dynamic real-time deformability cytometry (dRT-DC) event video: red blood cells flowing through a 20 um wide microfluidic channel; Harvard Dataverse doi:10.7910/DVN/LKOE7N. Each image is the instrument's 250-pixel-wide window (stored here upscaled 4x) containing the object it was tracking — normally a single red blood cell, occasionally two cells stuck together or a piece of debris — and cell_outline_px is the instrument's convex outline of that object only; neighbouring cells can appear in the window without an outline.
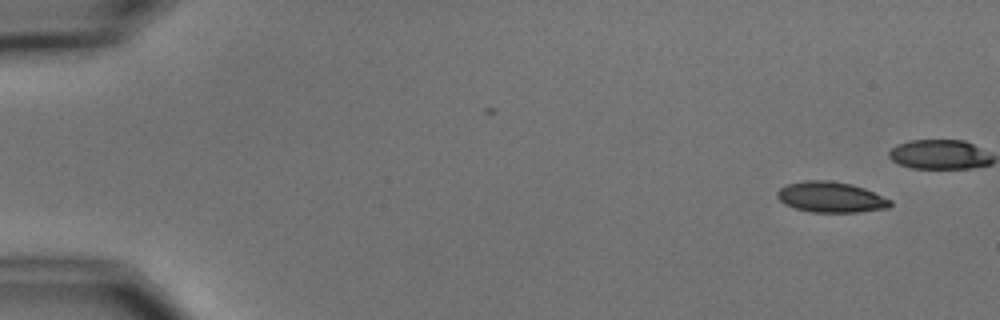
{"species": "common noctule bat (a hibernating species)", "species_latin": "Nyctalus noctula", "temperature_condition": "cold", "stored_images_in_passage": 2, "camera_frame_rate_fps": 3000, "um_per_image_px": 0.085, "animal": {"sex": "male", "body_mass_g": 15.6}, "frame": {"image": 1, "passage_image": 2, "time_ms": 1.333, "image_size_px": [1000, 320], "cell_outline_px": [[892, 204], [888, 208], [860, 212], [812, 212], [796, 208], [784, 204], [776, 196], [776, 192], [780, 188], [788, 184], [804, 180], [828, 180], [852, 184], [864, 188], [892, 200]], "centroid_in_image_um": [70.63, 16.75], "position_along_channel_um": 14.4, "area_um2": 20.23}}